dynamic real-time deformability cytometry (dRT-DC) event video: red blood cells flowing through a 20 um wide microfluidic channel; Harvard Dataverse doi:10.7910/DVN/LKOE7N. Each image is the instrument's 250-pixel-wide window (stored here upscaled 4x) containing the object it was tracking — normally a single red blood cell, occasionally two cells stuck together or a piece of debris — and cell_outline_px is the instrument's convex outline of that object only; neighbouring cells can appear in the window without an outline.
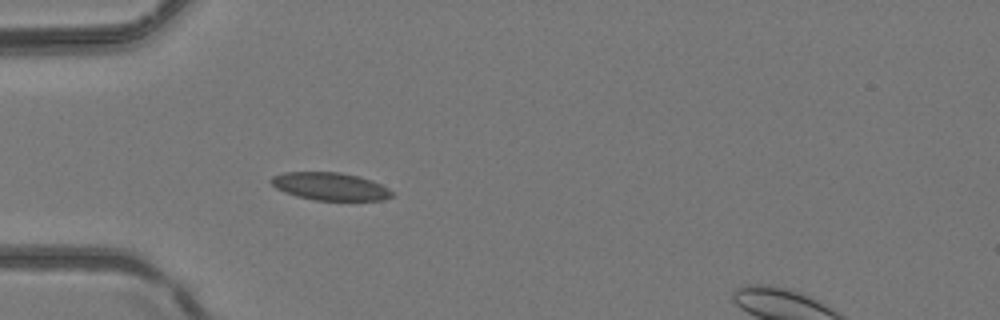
{"species": "common noctule bat (a hibernating species)", "species_latin": "Nyctalus noctula", "temperature_condition": "room temperature", "stored_images_in_passage": 2, "camera_frame_rate_fps": 3000, "um_per_image_px": 0.085, "animal": {"sex": "female", "body_mass_g": 24.6, "forearm_length_mm": 56.2}, "frame": {"image": 1, "passage_image": 1, "time_ms": 0.0, "image_size_px": [1000, 320], "cell_outline_px": [[392, 196], [384, 200], [316, 200], [296, 196], [284, 192], [276, 188], [268, 180], [272, 176], [284, 172], [340, 172], [360, 176], [372, 180], [388, 188], [392, 192]], "centroid_in_image_um": [28.04, 15.83], "position_along_channel_um": 57.0, "area_um2": 19.59}}